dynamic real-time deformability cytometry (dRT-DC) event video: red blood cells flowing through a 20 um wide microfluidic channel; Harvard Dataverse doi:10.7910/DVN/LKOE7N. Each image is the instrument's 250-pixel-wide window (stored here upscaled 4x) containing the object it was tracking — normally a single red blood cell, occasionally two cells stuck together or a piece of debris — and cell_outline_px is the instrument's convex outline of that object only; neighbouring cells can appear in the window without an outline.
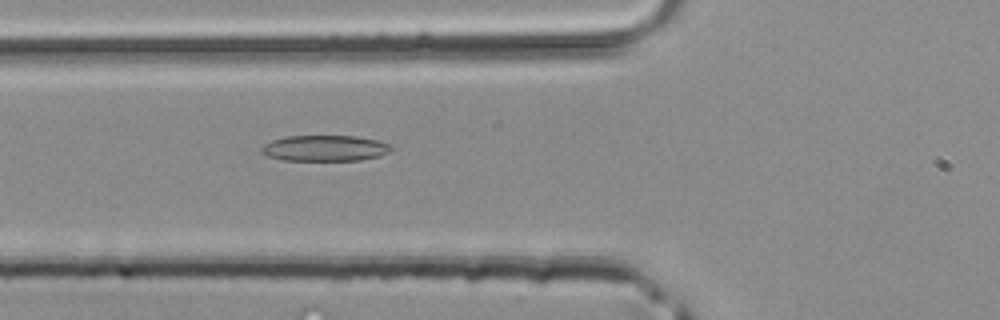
{"species": "common noctule bat (a hibernating species)", "species_latin": "Nyctalus noctula", "temperature_condition": "room temperature", "stored_images_in_passage": 3, "segment_of_instrument_passage": [1, 2], "camera_frame_rate_fps": 3000, "um_per_image_px": 0.085, "animal": {"sex": "male", "body_mass_g": 20.4}, "frame": {"image": 1, "passage_image": 2, "time_ms": 0.333, "image_size_px": [1000, 320], "cell_outline_px": [[392, 148], [388, 152], [380, 156], [360, 160], [284, 160], [268, 156], [260, 152], [260, 148], [264, 144], [272, 140], [284, 136], [352, 136], [376, 140], [388, 144]], "centroid_in_image_um": [27.56, 12.6], "position_along_channel_um": 98.2, "area_um2": 19.42}}